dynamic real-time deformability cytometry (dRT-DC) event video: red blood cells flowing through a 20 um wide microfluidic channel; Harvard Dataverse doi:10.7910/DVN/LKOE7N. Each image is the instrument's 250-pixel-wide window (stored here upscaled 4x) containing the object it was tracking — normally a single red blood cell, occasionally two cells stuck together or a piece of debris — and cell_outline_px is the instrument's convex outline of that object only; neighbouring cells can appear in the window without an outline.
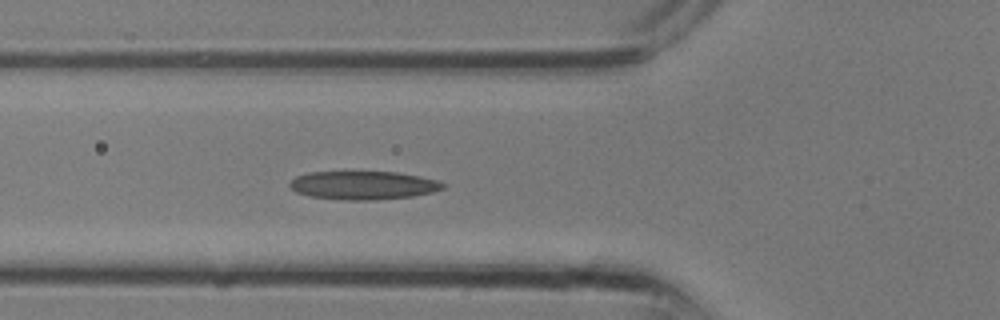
{"species": "common noctule bat (a hibernating species)", "species_latin": "Nyctalus noctula", "temperature_condition": "room temperature", "stored_images_in_passage": 12, "camera_frame_rate_fps": 3000, "um_per_image_px": 0.085, "animal": {"sex": "male", "body_mass_g": 13.3}, "frame": {"image": 1, "passage_image": 10, "time_ms": 3.0, "image_size_px": [1000, 320], "cell_outline_px": [[444, 188], [432, 192], [412, 196], [376, 200], [340, 200], [308, 196], [296, 192], [288, 184], [296, 176], [308, 172], [396, 172], [436, 180], [444, 184]], "centroid_in_image_um": [30.82, 15.76], "position_along_channel_um": 95.0, "area_um2": 25.26}}
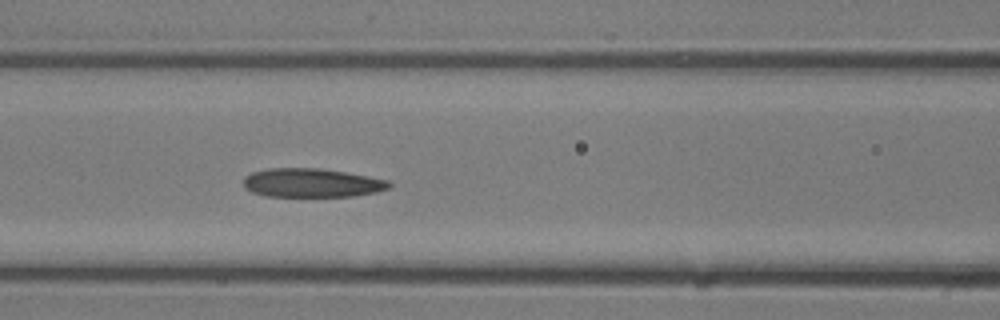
{"frame": {"image": 2, "passage_image": 12, "time_ms": 3.667, "image_size_px": [1000, 320], "cell_outline_px": [[392, 184], [388, 188], [376, 192], [356, 196], [264, 196], [252, 192], [244, 188], [244, 176], [252, 172], [268, 168], [320, 168], [344, 172], [388, 180]], "centroid_in_image_um": [26.47, 15.54], "position_along_channel_um": 140.1, "area_um2": 24.45}}